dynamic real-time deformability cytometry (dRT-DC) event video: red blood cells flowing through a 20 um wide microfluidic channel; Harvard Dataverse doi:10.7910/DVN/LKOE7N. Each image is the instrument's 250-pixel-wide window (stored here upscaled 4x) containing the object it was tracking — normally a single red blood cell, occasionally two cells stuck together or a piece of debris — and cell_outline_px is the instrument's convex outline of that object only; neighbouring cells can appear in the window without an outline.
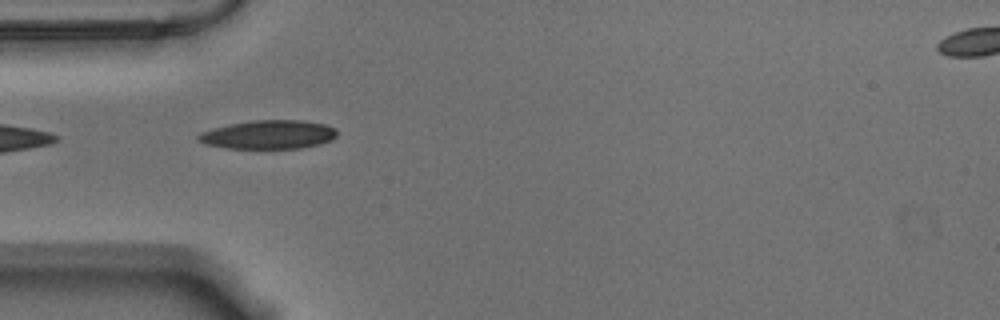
{"species": "Egyptian fruit bat (a non-hibernating species)", "species_latin": "Rousettus aegyptiacus", "temperature_condition": "warm", "stored_images_in_passage": 12, "camera_frame_rate_fps": 3000, "um_per_image_px": 0.085, "animal": {"sex": "male"}, "frame": {"image": 1, "passage_image": 1, "time_ms": 0.0, "image_size_px": [1000, 320], "cell_outline_px": [[336, 136], [328, 140], [316, 144], [300, 148], [224, 148], [204, 144], [196, 140], [196, 136], [200, 132], [228, 124], [252, 120], [300, 120], [324, 124], [336, 128]], "centroid_in_image_um": [22.74, 11.43], "position_along_channel_um": 62.3, "area_um2": 23.12}}
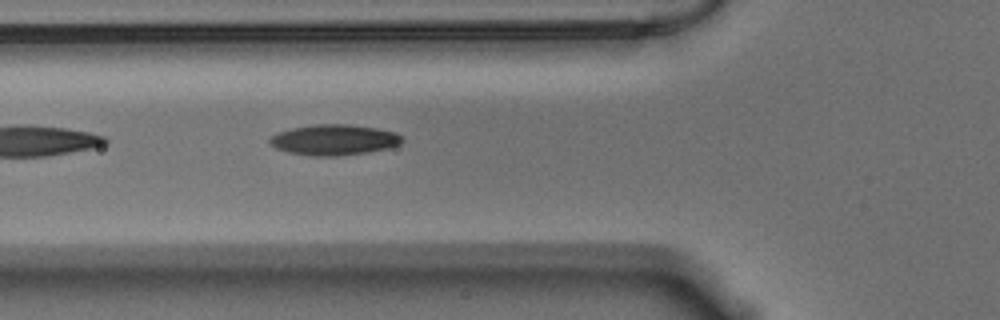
{"frame": {"image": 2, "passage_image": 4, "time_ms": 1.0, "image_size_px": [1000, 320], "cell_outline_px": [[404, 140], [400, 144], [388, 148], [368, 152], [336, 156], [312, 156], [288, 152], [276, 148], [268, 144], [268, 140], [272, 136], [280, 132], [292, 128], [316, 124], [348, 124], [376, 128], [396, 132], [404, 136]], "centroid_in_image_um": [28.42, 11.89], "position_along_channel_um": 97.4, "area_um2": 23.7}}